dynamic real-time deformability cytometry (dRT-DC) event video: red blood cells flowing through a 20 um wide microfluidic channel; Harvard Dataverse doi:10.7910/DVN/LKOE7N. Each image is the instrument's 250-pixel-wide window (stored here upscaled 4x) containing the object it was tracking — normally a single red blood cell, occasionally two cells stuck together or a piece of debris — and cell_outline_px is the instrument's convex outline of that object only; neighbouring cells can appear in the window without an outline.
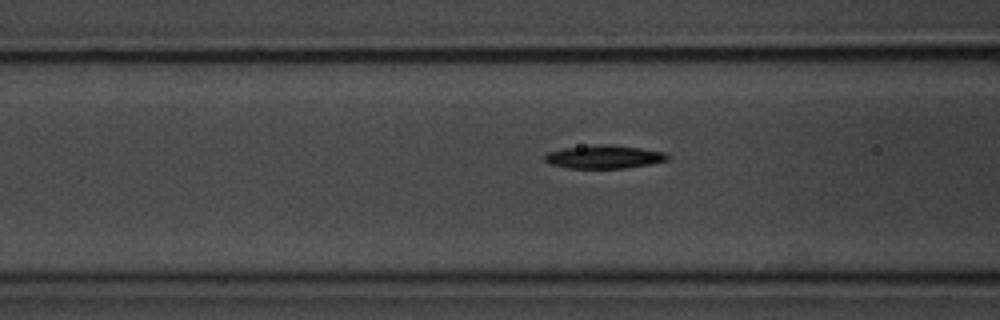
{"species": "common noctule bat (a hibernating species)", "species_latin": "Nyctalus noctula", "temperature_condition": "room temperature", "stored_images_in_passage": 23, "camera_frame_rate_fps": 3000, "um_per_image_px": 0.085, "animal": {"sex": "male", "body_mass_g": 20.1, "forearm_length_mm": 53.5}, "frame": {"image": 1, "passage_image": 7, "time_ms": 2.0, "image_size_px": [1000, 320], "cell_outline_px": [[668, 160], [648, 164], [624, 168], [568, 168], [552, 164], [544, 160], [544, 156], [548, 152], [564, 148], [600, 144], [608, 144], [640, 148], [664, 152], [668, 156]], "centroid_in_image_um": [51.33, 13.33], "position_along_channel_um": 115.3, "area_um2": 16.42}}
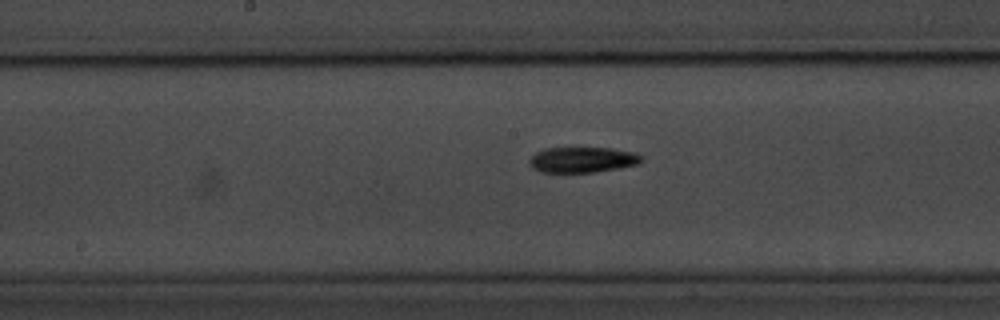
{"frame": {"image": 2, "passage_image": 14, "time_ms": 4.333, "image_size_px": [1000, 320], "cell_outline_px": [[644, 160], [640, 164], [620, 168], [596, 172], [540, 172], [532, 168], [528, 164], [528, 160], [536, 152], [544, 148], [612, 148], [636, 152], [644, 156]], "centroid_in_image_um": [49.55, 13.58], "position_along_channel_um": 198.6, "area_um2": 17.05}}